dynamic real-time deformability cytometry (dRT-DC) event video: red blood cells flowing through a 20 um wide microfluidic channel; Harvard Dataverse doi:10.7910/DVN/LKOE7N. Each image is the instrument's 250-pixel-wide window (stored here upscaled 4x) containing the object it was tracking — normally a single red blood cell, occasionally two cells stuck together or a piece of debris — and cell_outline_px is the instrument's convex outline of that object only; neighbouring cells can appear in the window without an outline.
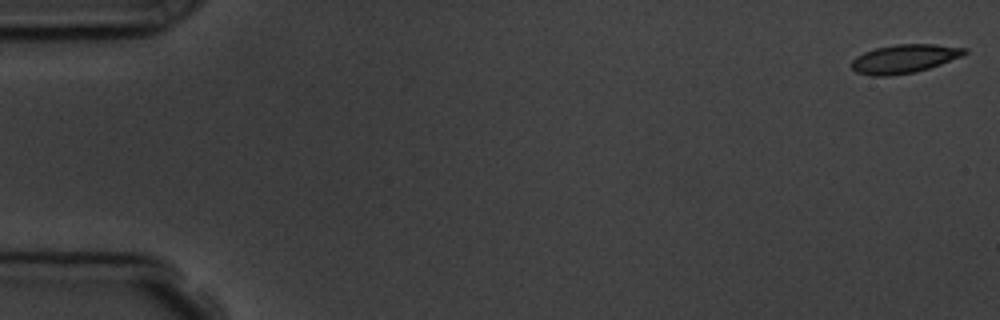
{"species": "common noctule bat (a hibernating species)", "species_latin": "Nyctalus noctula", "temperature_condition": "room temperature", "stored_images_in_passage": 7, "camera_frame_rate_fps": 3000, "um_per_image_px": 0.085, "animal": {"sex": "male", "body_mass_g": 19.5, "forearm_length_mm": 54.6}, "frame": {"image": 1, "passage_image": 1, "time_ms": 0.0, "image_size_px": [1000, 320], "cell_outline_px": [[968, 52], [960, 56], [940, 64], [916, 72], [888, 76], [872, 76], [856, 72], [852, 68], [852, 60], [856, 56], [864, 52], [876, 48], [896, 44], [936, 44], [968, 48]], "centroid_in_image_um": [76.85, 4.99], "position_along_channel_um": 8.1, "area_um2": 18.79}}
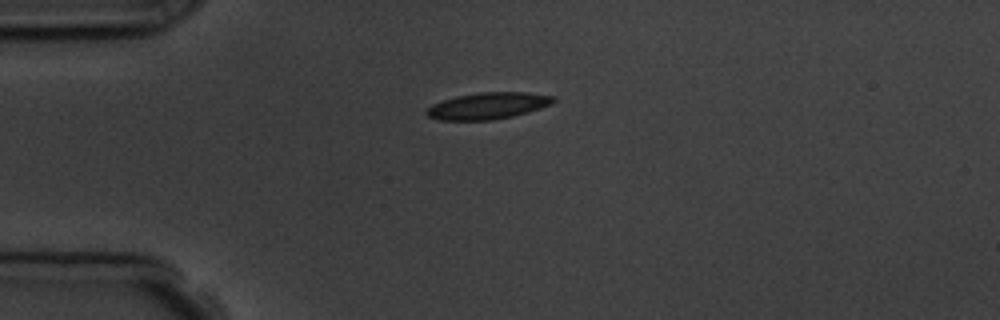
{"frame": {"image": 2, "passage_image": 5, "time_ms": 4.333, "image_size_px": [1000, 320], "cell_outline_px": [[556, 100], [552, 104], [528, 112], [512, 116], [492, 120], [436, 120], [428, 116], [424, 112], [432, 104], [456, 96], [480, 92], [524, 92], [556, 96]], "centroid_in_image_um": [41.48, 8.99], "position_along_channel_um": 43.5, "area_um2": 19.71}}